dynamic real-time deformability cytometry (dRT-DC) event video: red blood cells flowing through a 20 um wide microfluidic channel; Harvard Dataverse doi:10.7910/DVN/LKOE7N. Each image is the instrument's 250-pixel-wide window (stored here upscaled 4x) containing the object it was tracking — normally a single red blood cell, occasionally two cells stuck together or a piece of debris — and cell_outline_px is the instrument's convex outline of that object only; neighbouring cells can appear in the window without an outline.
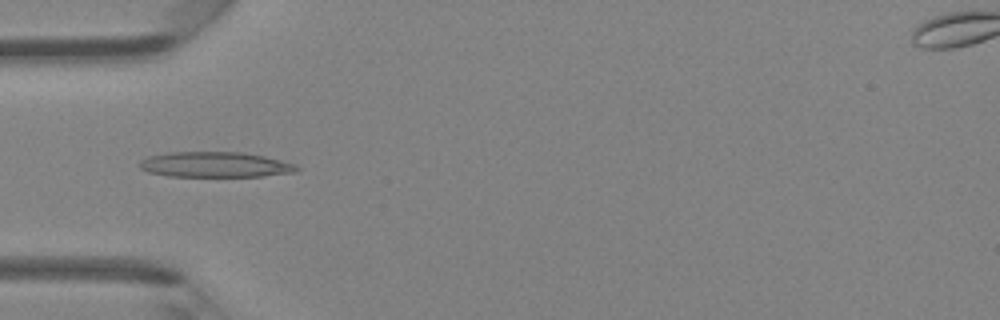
{"species": "Egyptian fruit bat (a non-hibernating species)", "species_latin": "Rousettus aegyptiacus", "temperature_condition": "room temperature", "stored_images_in_passage": 46, "camera_frame_rate_fps": 3000, "um_per_image_px": 0.085, "animal": {"sex": "female"}, "frame": {"image": 1, "passage_image": 15, "time_ms": 4.667, "image_size_px": [1000, 320], "cell_outline_px": [[300, 168], [296, 172], [264, 176], [168, 176], [148, 172], [140, 168], [136, 164], [140, 160], [148, 156], [168, 152], [244, 152], [264, 156], [296, 164]], "centroid_in_image_um": [18.26, 13.99], "position_along_channel_um": 66.7, "area_um2": 23.41}}
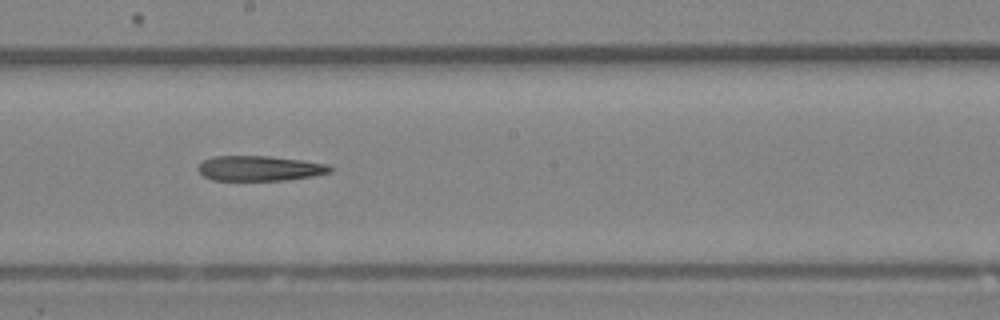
{"frame": {"image": 2, "passage_image": 26, "time_ms": 8.333, "image_size_px": [1000, 320], "cell_outline_px": [[332, 172], [312, 176], [284, 180], [212, 180], [204, 176], [196, 168], [204, 160], [212, 156], [268, 156], [300, 160], [328, 164], [332, 168]], "centroid_in_image_um": [22.05, 14.31], "position_along_channel_um": 226.1, "area_um2": 19.19}}
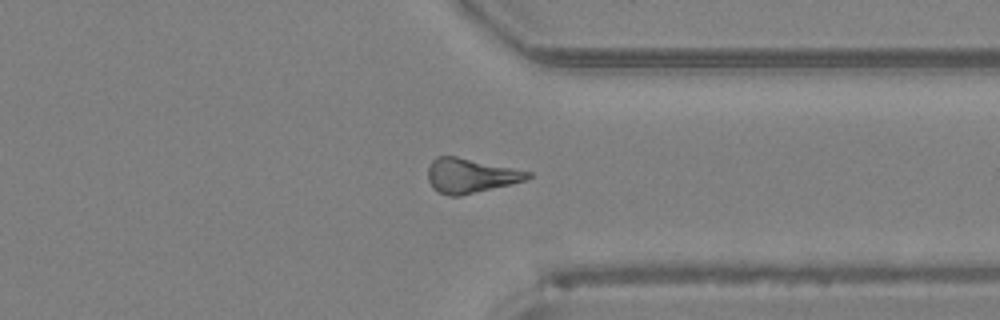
{"frame": {"image": 3, "passage_image": 36, "time_ms": 11.667, "image_size_px": [1000, 320], "cell_outline_px": [[532, 176], [528, 180], [512, 184], [460, 196], [448, 196], [432, 188], [428, 180], [428, 168], [432, 160], [436, 156], [456, 156], [532, 172]], "centroid_in_image_um": [40.0, 14.93], "position_along_channel_um": 371.4, "area_um2": 20.17}}